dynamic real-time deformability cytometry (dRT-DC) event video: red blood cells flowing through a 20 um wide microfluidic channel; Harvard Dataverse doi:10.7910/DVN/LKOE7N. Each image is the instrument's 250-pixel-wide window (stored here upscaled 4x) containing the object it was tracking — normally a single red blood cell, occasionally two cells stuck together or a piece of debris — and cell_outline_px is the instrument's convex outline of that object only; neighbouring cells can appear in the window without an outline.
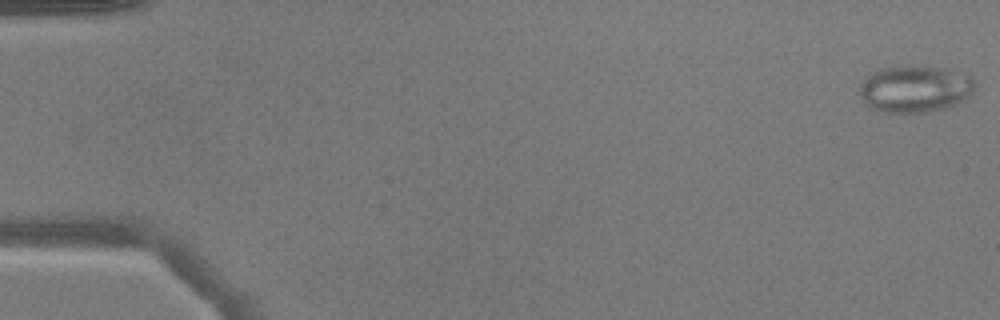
{"species": "common noctule bat (a hibernating species)", "species_latin": "Nyctalus noctula", "temperature_condition": "warm", "stored_images_in_passage": 50, "camera_frame_rate_fps": 3000, "um_per_image_px": 0.085, "animal": {"sex": "male", "body_mass_g": 17.9}, "frame": {"image": 1, "passage_image": 1, "time_ms": 0.0, "image_size_px": [1000, 320], "cell_outline_px": [[976, 84], [972, 92], [964, 100], [956, 104], [944, 108], [928, 112], [884, 112], [872, 108], [860, 96], [860, 84], [872, 72], [884, 68], [948, 68], [968, 72], [972, 76]], "centroid_in_image_um": [77.85, 7.57], "position_along_channel_um": 7.2, "area_um2": 31.04}}
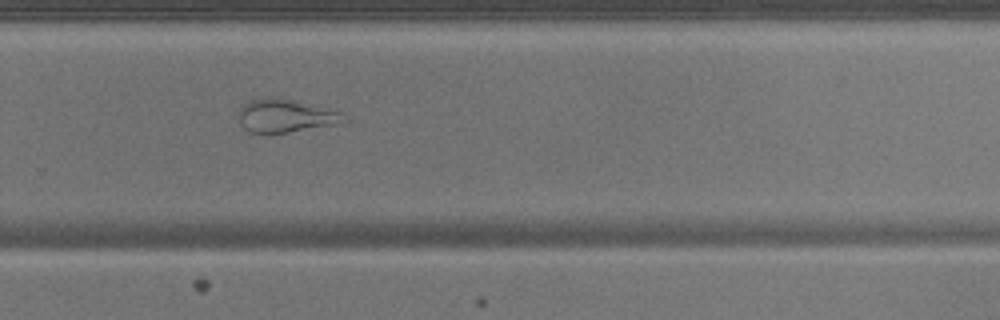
{"frame": {"image": 2, "passage_image": 35, "time_ms": 11.333, "image_size_px": [1000, 320], "cell_outline_px": [[348, 120], [332, 124], [268, 136], [248, 132], [244, 128], [240, 120], [240, 108], [244, 104], [252, 100], [268, 96], [276, 96], [340, 112], [348, 116]], "centroid_in_image_um": [24.21, 9.87], "position_along_channel_um": 305.6, "area_um2": 20.4}}
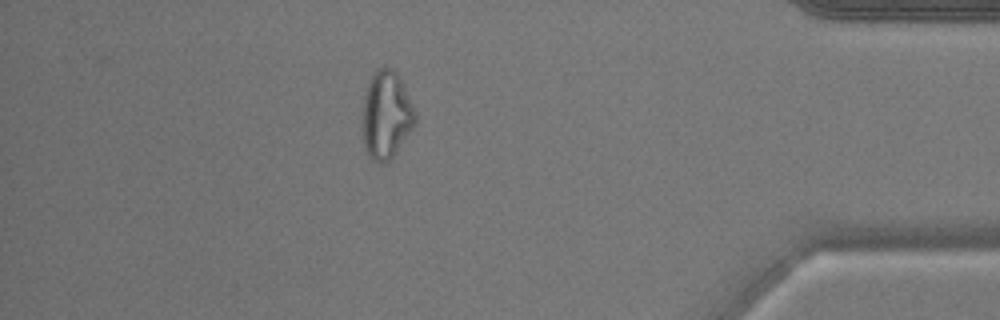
{"frame": {"image": 3, "passage_image": 45, "time_ms": 14.667, "image_size_px": [1000, 320], "cell_outline_px": [[416, 124], [396, 152], [384, 164], [380, 164], [372, 160], [364, 144], [360, 128], [360, 120], [364, 92], [368, 80], [372, 72], [380, 68], [392, 68], [400, 76], [416, 112]], "centroid_in_image_um": [32.79, 9.75], "position_along_channel_um": 402.4, "area_um2": 27.74}}